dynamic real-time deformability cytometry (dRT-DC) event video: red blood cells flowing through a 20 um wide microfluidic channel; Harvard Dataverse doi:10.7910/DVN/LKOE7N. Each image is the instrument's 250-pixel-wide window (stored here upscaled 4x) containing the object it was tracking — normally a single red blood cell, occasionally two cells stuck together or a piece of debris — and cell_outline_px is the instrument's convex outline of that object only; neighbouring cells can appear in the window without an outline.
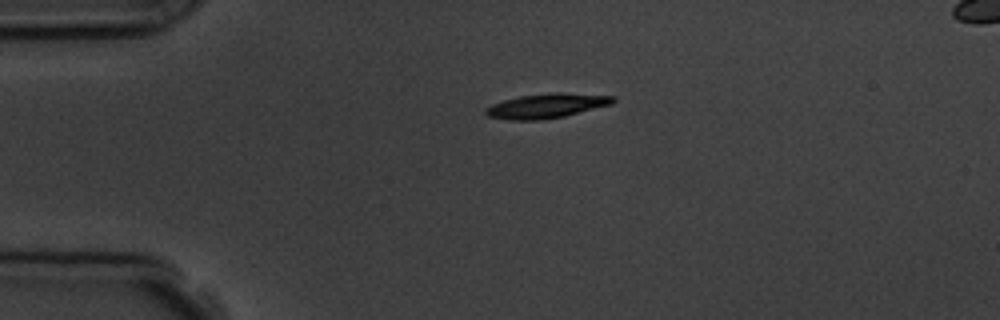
{"species": "common noctule bat (a hibernating species)", "species_latin": "Nyctalus noctula", "temperature_condition": "room temperature", "stored_images_in_passage": 5, "camera_frame_rate_fps": 3000, "um_per_image_px": 0.085, "animal": {"sex": "male", "body_mass_g": 19.5, "forearm_length_mm": 54.6}, "frame": {"image": 1, "passage_image": 5, "time_ms": 4.667, "image_size_px": [1000, 320], "cell_outline_px": [[616, 100], [612, 104], [564, 116], [540, 120], [508, 120], [488, 116], [484, 112], [484, 108], [492, 104], [504, 100], [520, 96], [556, 92], [616, 96]], "centroid_in_image_um": [46.45, 9.0], "position_along_channel_um": 38.6, "area_um2": 18.15}}